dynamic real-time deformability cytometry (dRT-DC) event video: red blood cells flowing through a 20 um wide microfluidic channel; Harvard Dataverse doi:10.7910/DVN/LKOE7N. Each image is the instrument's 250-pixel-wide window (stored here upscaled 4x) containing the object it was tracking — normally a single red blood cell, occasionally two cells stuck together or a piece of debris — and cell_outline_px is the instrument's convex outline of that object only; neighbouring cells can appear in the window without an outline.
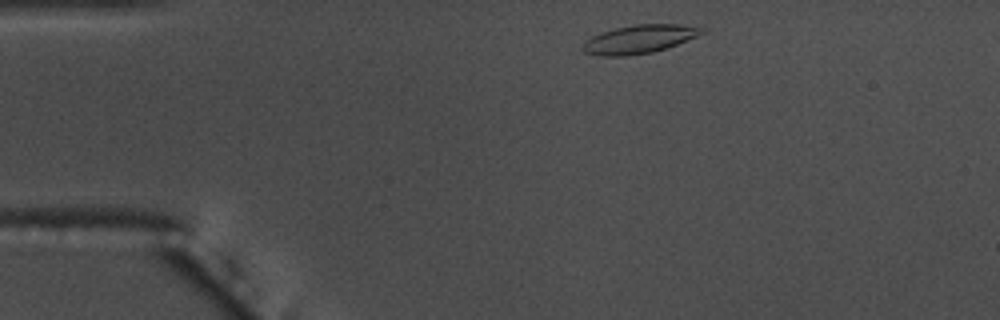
{"species": "common noctule bat (a hibernating species)", "species_latin": "Nyctalus noctula", "temperature_condition": "warm", "stored_images_in_passage": 41, "camera_frame_rate_fps": 3000, "um_per_image_px": 0.085, "animal": {"sex": "male", "body_mass_g": 17.5, "forearm_length_mm": 52.3}, "frame": {"image": 1, "passage_image": 2, "time_ms": 0.333, "image_size_px": [1000, 320], "cell_outline_px": [[704, 32], [696, 36], [676, 44], [652, 52], [628, 56], [600, 56], [584, 52], [580, 48], [584, 40], [600, 32], [616, 28], [636, 24], [680, 24], [704, 28]], "centroid_in_image_um": [54.26, 3.33], "position_along_channel_um": 30.7, "area_um2": 19.65}}
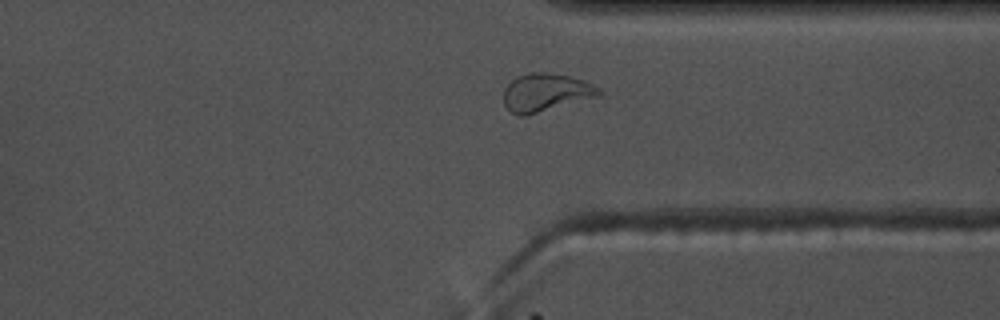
{"frame": {"image": 2, "passage_image": 34, "time_ms": 11.0, "image_size_px": [1000, 320], "cell_outline_px": [[604, 92], [600, 96], [524, 116], [516, 116], [508, 112], [504, 104], [504, 88], [516, 76], [532, 72], [544, 72], [568, 76], [584, 80], [600, 88]], "centroid_in_image_um": [46.38, 7.87], "position_along_channel_um": 365.0, "area_um2": 21.27}}
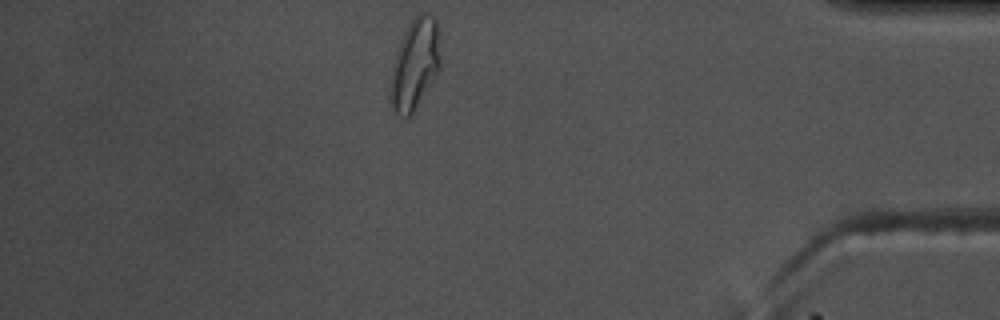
{"frame": {"image": 3, "passage_image": 40, "time_ms": 13.0, "image_size_px": [1000, 320], "cell_outline_px": [[440, 68], [436, 76], [412, 112], [408, 116], [404, 116], [396, 112], [392, 108], [388, 100], [388, 92], [396, 52], [404, 32], [408, 24], [420, 12], [424, 12], [432, 16], [436, 20], [440, 60]], "centroid_in_image_um": [35.24, 5.46], "position_along_channel_um": 400.0, "area_um2": 26.01}, "authors_computed_cell_mechanics": {"area_um2": 19.5364, "velocity_mm_per_s": 3.634, "shape_relaxation_time_tau1_ms": 8.8302, "shape_relaxation_time_tau2_ms": 2.4671, "deformation_change_tau1": 0.2445, "deformation_change_tau2": 0.099}}